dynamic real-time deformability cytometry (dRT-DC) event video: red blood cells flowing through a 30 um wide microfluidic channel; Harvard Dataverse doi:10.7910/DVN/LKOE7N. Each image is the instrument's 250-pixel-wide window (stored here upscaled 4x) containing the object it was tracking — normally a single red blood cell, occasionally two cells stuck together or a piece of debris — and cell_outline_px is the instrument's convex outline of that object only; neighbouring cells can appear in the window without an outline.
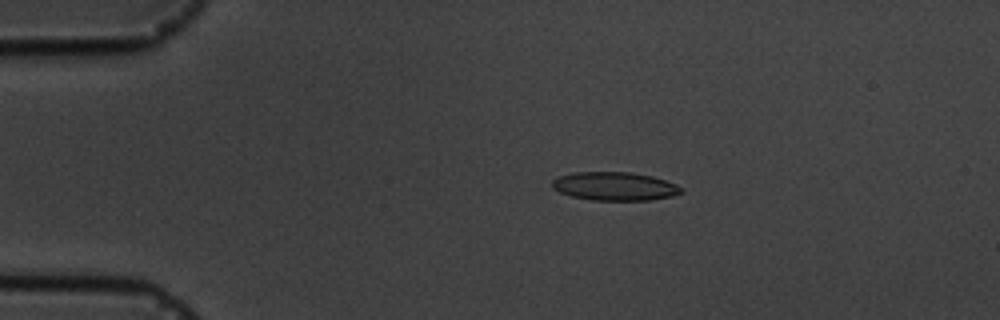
{"species": "common noctule bat (a hibernating species)", "species_latin": "Nyctalus noctula", "temperature_condition": "cold", "stored_images_in_passage": 9, "camera_frame_rate_fps": 3000, "um_per_image_px": 0.085, "animal": {"sex": "male", "body_mass_g": 19.5, "forearm_length_mm": 54.6}, "frame": {"image": 1, "passage_image": 3, "time_ms": 3.0, "image_size_px": [1000, 320], "cell_outline_px": [[684, 192], [672, 196], [648, 200], [592, 200], [572, 196], [560, 192], [552, 188], [552, 180], [560, 176], [572, 172], [632, 172], [652, 176], [676, 184], [684, 188]], "centroid_in_image_um": [52.27, 15.83], "position_along_channel_um": 32.7, "area_um2": 21.44}}
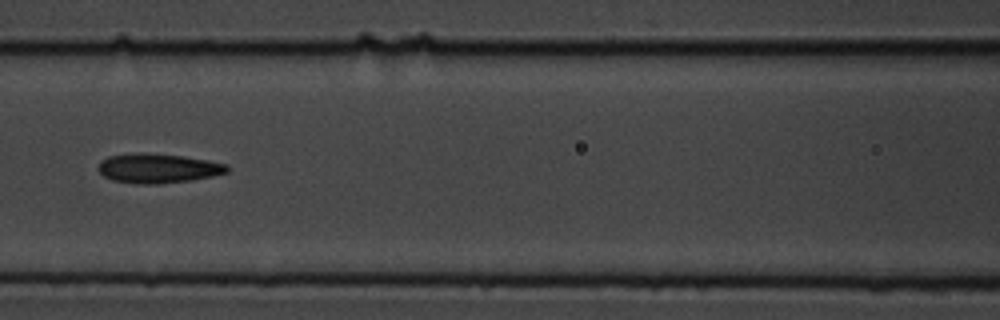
{"frame": {"image": 2, "passage_image": 7, "time_ms": 7.667, "image_size_px": [1000, 320], "cell_outline_px": [[228, 172], [212, 176], [192, 180], [156, 184], [136, 184], [112, 180], [104, 176], [96, 168], [108, 156], [180, 156], [208, 160], [228, 164]], "centroid_in_image_um": [13.49, 14.37], "position_along_channel_um": 153.1, "area_um2": 20.98}}
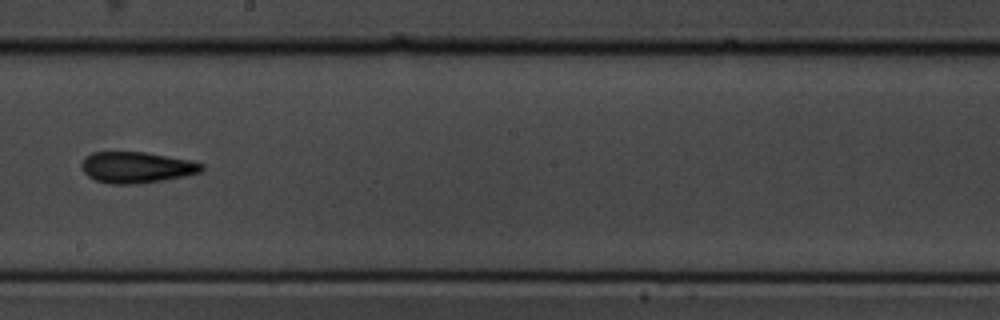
{"frame": {"image": 3, "passage_image": 9, "time_ms": 10.0, "image_size_px": [1000, 320], "cell_outline_px": [[204, 168], [200, 172], [184, 176], [136, 184], [108, 184], [96, 180], [88, 176], [84, 172], [80, 164], [92, 152], [144, 152], [188, 160], [204, 164]], "centroid_in_image_um": [11.58, 14.23], "position_along_channel_um": 236.6, "area_um2": 21.5}}